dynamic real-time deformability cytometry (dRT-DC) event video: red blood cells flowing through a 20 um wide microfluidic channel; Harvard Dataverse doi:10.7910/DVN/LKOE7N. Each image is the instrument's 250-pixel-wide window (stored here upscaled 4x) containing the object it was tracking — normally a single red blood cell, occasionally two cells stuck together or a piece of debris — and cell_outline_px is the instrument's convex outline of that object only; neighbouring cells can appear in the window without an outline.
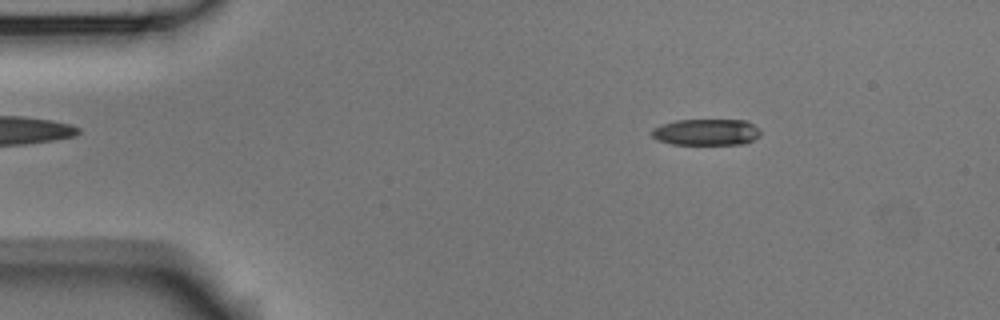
{"species": "Egyptian fruit bat (a non-hibernating species)", "species_latin": "Rousettus aegyptiacus", "temperature_condition": "room temperature", "stored_images_in_passage": 3, "camera_frame_rate_fps": 3000, "um_per_image_px": 0.085, "animal": {"sex": "male"}, "frame": {"image": 1, "passage_image": 2, "time_ms": 0.333, "image_size_px": [1000, 320], "cell_outline_px": [[760, 136], [744, 144], [672, 144], [656, 140], [652, 136], [652, 128], [676, 120], [748, 120], [760, 128]], "centroid_in_image_um": [60.07, 11.23], "position_along_channel_um": 24.9, "area_um2": 16.82}}